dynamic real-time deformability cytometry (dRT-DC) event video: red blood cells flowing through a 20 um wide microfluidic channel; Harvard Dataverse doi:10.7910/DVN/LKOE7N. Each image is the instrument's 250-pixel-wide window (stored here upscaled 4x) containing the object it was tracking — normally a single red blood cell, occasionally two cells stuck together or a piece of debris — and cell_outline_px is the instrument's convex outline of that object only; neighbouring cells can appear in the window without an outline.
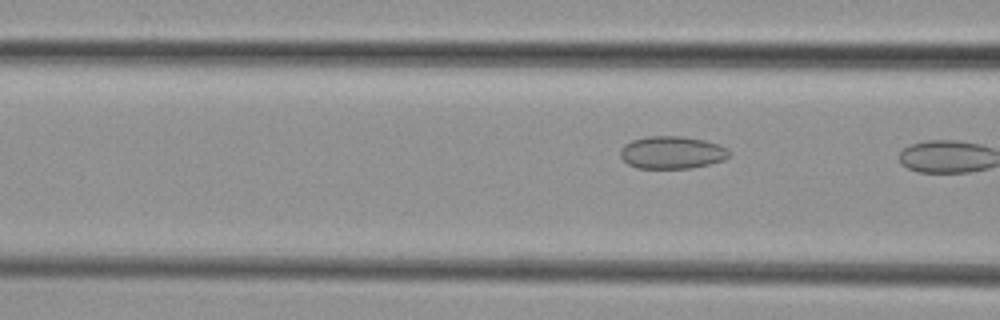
{"species": "common noctule bat (a hibernating species)", "species_latin": "Nyctalus noctula", "temperature_condition": "cold", "stored_images_in_passage": 8, "camera_frame_rate_fps": 3000, "um_per_image_px": 0.085, "animal": {"sex": "female", "body_mass_g": 29.2, "forearm_length_mm": 56.3}, "frame": {"image": 1, "passage_image": 7, "time_ms": 7.667, "image_size_px": [1000, 320], "cell_outline_px": [[732, 152], [724, 160], [692, 168], [636, 168], [628, 164], [620, 156], [620, 148], [624, 144], [632, 140], [648, 136], [680, 136], [704, 140], [720, 144], [728, 148]], "centroid_in_image_um": [57.12, 12.96], "position_along_channel_um": 109.5, "area_um2": 20.81}}